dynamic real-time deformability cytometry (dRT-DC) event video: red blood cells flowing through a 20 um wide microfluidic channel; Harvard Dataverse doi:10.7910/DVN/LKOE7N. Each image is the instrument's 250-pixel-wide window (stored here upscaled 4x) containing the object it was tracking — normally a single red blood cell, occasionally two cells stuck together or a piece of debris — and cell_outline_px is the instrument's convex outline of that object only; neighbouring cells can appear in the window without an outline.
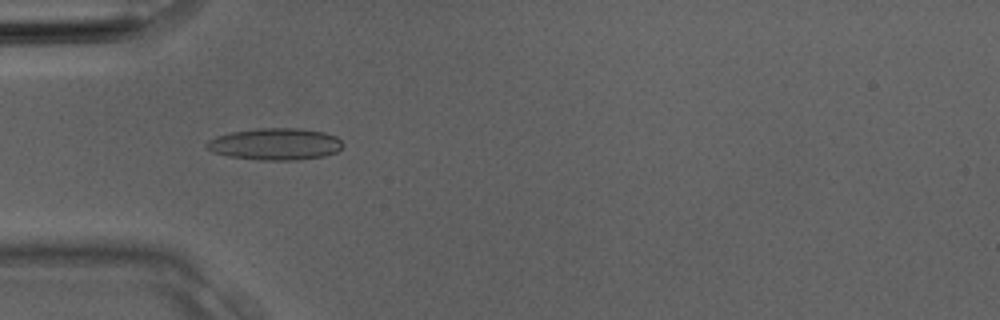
{"species": "Egyptian fruit bat (a non-hibernating species)", "species_latin": "Rousettus aegyptiacus", "temperature_condition": "room temperature", "stored_images_in_passage": 2, "camera_frame_rate_fps": 3000, "um_per_image_px": 0.085, "animal": {"sex": "male"}, "frame": {"image": 1, "passage_image": 2, "time_ms": 0.333, "image_size_px": [1000, 320], "cell_outline_px": [[344, 144], [336, 152], [324, 156], [300, 160], [260, 160], [228, 156], [212, 152], [204, 144], [208, 140], [216, 136], [232, 132], [256, 128], [300, 128], [324, 132], [336, 136]], "centroid_in_image_um": [23.39, 12.24], "position_along_channel_um": 61.6, "area_um2": 25.37}}